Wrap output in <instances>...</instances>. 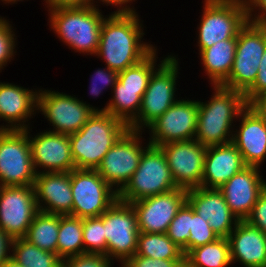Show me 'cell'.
<instances>
[{"label":"cell","instance_id":"obj_7","mask_svg":"<svg viewBox=\"0 0 266 267\" xmlns=\"http://www.w3.org/2000/svg\"><path fill=\"white\" fill-rule=\"evenodd\" d=\"M176 188L178 187L162 148L150 144L144 150L136 171L118 193V199L132 203L146 197L170 192Z\"/></svg>","mask_w":266,"mask_h":267},{"label":"cell","instance_id":"obj_39","mask_svg":"<svg viewBox=\"0 0 266 267\" xmlns=\"http://www.w3.org/2000/svg\"><path fill=\"white\" fill-rule=\"evenodd\" d=\"M114 263L104 254L84 253L63 259L62 267H114Z\"/></svg>","mask_w":266,"mask_h":267},{"label":"cell","instance_id":"obj_6","mask_svg":"<svg viewBox=\"0 0 266 267\" xmlns=\"http://www.w3.org/2000/svg\"><path fill=\"white\" fill-rule=\"evenodd\" d=\"M41 87L37 98V116L40 113L47 120L51 126L47 129L49 131L68 135L75 133L94 112H101L100 107L83 98L80 100L77 95Z\"/></svg>","mask_w":266,"mask_h":267},{"label":"cell","instance_id":"obj_13","mask_svg":"<svg viewBox=\"0 0 266 267\" xmlns=\"http://www.w3.org/2000/svg\"><path fill=\"white\" fill-rule=\"evenodd\" d=\"M71 191L72 216L79 218L101 216L118 199V193L96 170L73 169Z\"/></svg>","mask_w":266,"mask_h":267},{"label":"cell","instance_id":"obj_23","mask_svg":"<svg viewBox=\"0 0 266 267\" xmlns=\"http://www.w3.org/2000/svg\"><path fill=\"white\" fill-rule=\"evenodd\" d=\"M34 190L40 212L72 215L71 172L37 173Z\"/></svg>","mask_w":266,"mask_h":267},{"label":"cell","instance_id":"obj_29","mask_svg":"<svg viewBox=\"0 0 266 267\" xmlns=\"http://www.w3.org/2000/svg\"><path fill=\"white\" fill-rule=\"evenodd\" d=\"M84 254L83 218L59 215L57 255L63 260Z\"/></svg>","mask_w":266,"mask_h":267},{"label":"cell","instance_id":"obj_20","mask_svg":"<svg viewBox=\"0 0 266 267\" xmlns=\"http://www.w3.org/2000/svg\"><path fill=\"white\" fill-rule=\"evenodd\" d=\"M237 122L232 143L241 153L246 166L262 169L266 161V121L251 105H247L239 114Z\"/></svg>","mask_w":266,"mask_h":267},{"label":"cell","instance_id":"obj_12","mask_svg":"<svg viewBox=\"0 0 266 267\" xmlns=\"http://www.w3.org/2000/svg\"><path fill=\"white\" fill-rule=\"evenodd\" d=\"M104 232L107 257L121 267L137 250L139 229L130 203L117 199L104 212Z\"/></svg>","mask_w":266,"mask_h":267},{"label":"cell","instance_id":"obj_1","mask_svg":"<svg viewBox=\"0 0 266 267\" xmlns=\"http://www.w3.org/2000/svg\"><path fill=\"white\" fill-rule=\"evenodd\" d=\"M138 13L111 12L103 20L94 57L118 73L139 63L157 47L143 38L146 26Z\"/></svg>","mask_w":266,"mask_h":267},{"label":"cell","instance_id":"obj_15","mask_svg":"<svg viewBox=\"0 0 266 267\" xmlns=\"http://www.w3.org/2000/svg\"><path fill=\"white\" fill-rule=\"evenodd\" d=\"M38 212L34 185L0 186V229L12 240L25 238Z\"/></svg>","mask_w":266,"mask_h":267},{"label":"cell","instance_id":"obj_9","mask_svg":"<svg viewBox=\"0 0 266 267\" xmlns=\"http://www.w3.org/2000/svg\"><path fill=\"white\" fill-rule=\"evenodd\" d=\"M236 42L232 69L220 85L244 94L254 84L258 74L266 49V26L247 21L239 30Z\"/></svg>","mask_w":266,"mask_h":267},{"label":"cell","instance_id":"obj_44","mask_svg":"<svg viewBox=\"0 0 266 267\" xmlns=\"http://www.w3.org/2000/svg\"><path fill=\"white\" fill-rule=\"evenodd\" d=\"M44 8H72V7H91L96 5L92 0H44Z\"/></svg>","mask_w":266,"mask_h":267},{"label":"cell","instance_id":"obj_28","mask_svg":"<svg viewBox=\"0 0 266 267\" xmlns=\"http://www.w3.org/2000/svg\"><path fill=\"white\" fill-rule=\"evenodd\" d=\"M231 265L229 241L225 237L194 248L185 256V267H232Z\"/></svg>","mask_w":266,"mask_h":267},{"label":"cell","instance_id":"obj_38","mask_svg":"<svg viewBox=\"0 0 266 267\" xmlns=\"http://www.w3.org/2000/svg\"><path fill=\"white\" fill-rule=\"evenodd\" d=\"M104 67L96 68V70L93 71L94 73L90 75L89 93L90 97H93L95 100L107 90L111 89L110 92H112V89L118 80V72L111 70L107 66Z\"/></svg>","mask_w":266,"mask_h":267},{"label":"cell","instance_id":"obj_33","mask_svg":"<svg viewBox=\"0 0 266 267\" xmlns=\"http://www.w3.org/2000/svg\"><path fill=\"white\" fill-rule=\"evenodd\" d=\"M135 254L154 259H185L182 249L166 233L139 232Z\"/></svg>","mask_w":266,"mask_h":267},{"label":"cell","instance_id":"obj_27","mask_svg":"<svg viewBox=\"0 0 266 267\" xmlns=\"http://www.w3.org/2000/svg\"><path fill=\"white\" fill-rule=\"evenodd\" d=\"M145 91L121 88V83L117 80L112 89L111 97L105 106L101 107V112H107L129 126L138 116Z\"/></svg>","mask_w":266,"mask_h":267},{"label":"cell","instance_id":"obj_19","mask_svg":"<svg viewBox=\"0 0 266 267\" xmlns=\"http://www.w3.org/2000/svg\"><path fill=\"white\" fill-rule=\"evenodd\" d=\"M39 88L0 80V130H26L37 114Z\"/></svg>","mask_w":266,"mask_h":267},{"label":"cell","instance_id":"obj_10","mask_svg":"<svg viewBox=\"0 0 266 267\" xmlns=\"http://www.w3.org/2000/svg\"><path fill=\"white\" fill-rule=\"evenodd\" d=\"M144 131L128 129L109 149L96 171L119 193L139 166L144 150L150 145ZM146 141V142H144Z\"/></svg>","mask_w":266,"mask_h":267},{"label":"cell","instance_id":"obj_35","mask_svg":"<svg viewBox=\"0 0 266 267\" xmlns=\"http://www.w3.org/2000/svg\"><path fill=\"white\" fill-rule=\"evenodd\" d=\"M191 228V206L186 201L168 226L166 235L187 255V242Z\"/></svg>","mask_w":266,"mask_h":267},{"label":"cell","instance_id":"obj_51","mask_svg":"<svg viewBox=\"0 0 266 267\" xmlns=\"http://www.w3.org/2000/svg\"><path fill=\"white\" fill-rule=\"evenodd\" d=\"M224 1H238L246 4L249 0H224Z\"/></svg>","mask_w":266,"mask_h":267},{"label":"cell","instance_id":"obj_5","mask_svg":"<svg viewBox=\"0 0 266 267\" xmlns=\"http://www.w3.org/2000/svg\"><path fill=\"white\" fill-rule=\"evenodd\" d=\"M179 60L178 55L171 53L153 72L142 97L138 116L128 126L130 130L144 131L180 99L181 96L177 95L179 71H181Z\"/></svg>","mask_w":266,"mask_h":267},{"label":"cell","instance_id":"obj_32","mask_svg":"<svg viewBox=\"0 0 266 267\" xmlns=\"http://www.w3.org/2000/svg\"><path fill=\"white\" fill-rule=\"evenodd\" d=\"M11 257L23 267H62V259L53 252L43 251L25 238L11 243Z\"/></svg>","mask_w":266,"mask_h":267},{"label":"cell","instance_id":"obj_11","mask_svg":"<svg viewBox=\"0 0 266 267\" xmlns=\"http://www.w3.org/2000/svg\"><path fill=\"white\" fill-rule=\"evenodd\" d=\"M36 174L26 130H0V186L34 185Z\"/></svg>","mask_w":266,"mask_h":267},{"label":"cell","instance_id":"obj_30","mask_svg":"<svg viewBox=\"0 0 266 267\" xmlns=\"http://www.w3.org/2000/svg\"><path fill=\"white\" fill-rule=\"evenodd\" d=\"M59 215L38 212L28 228L25 239L43 251L57 254Z\"/></svg>","mask_w":266,"mask_h":267},{"label":"cell","instance_id":"obj_4","mask_svg":"<svg viewBox=\"0 0 266 267\" xmlns=\"http://www.w3.org/2000/svg\"><path fill=\"white\" fill-rule=\"evenodd\" d=\"M129 129L107 112H94L77 132L69 134L75 169L96 170L105 154Z\"/></svg>","mask_w":266,"mask_h":267},{"label":"cell","instance_id":"obj_26","mask_svg":"<svg viewBox=\"0 0 266 267\" xmlns=\"http://www.w3.org/2000/svg\"><path fill=\"white\" fill-rule=\"evenodd\" d=\"M236 38L218 41L204 50H199L202 71L208 80L209 85H220L232 69L236 52Z\"/></svg>","mask_w":266,"mask_h":267},{"label":"cell","instance_id":"obj_34","mask_svg":"<svg viewBox=\"0 0 266 267\" xmlns=\"http://www.w3.org/2000/svg\"><path fill=\"white\" fill-rule=\"evenodd\" d=\"M84 253L107 256V242L104 232V213L98 217L83 218Z\"/></svg>","mask_w":266,"mask_h":267},{"label":"cell","instance_id":"obj_43","mask_svg":"<svg viewBox=\"0 0 266 267\" xmlns=\"http://www.w3.org/2000/svg\"><path fill=\"white\" fill-rule=\"evenodd\" d=\"M246 6L248 21L266 26V0H249Z\"/></svg>","mask_w":266,"mask_h":267},{"label":"cell","instance_id":"obj_50","mask_svg":"<svg viewBox=\"0 0 266 267\" xmlns=\"http://www.w3.org/2000/svg\"><path fill=\"white\" fill-rule=\"evenodd\" d=\"M96 5L101 7V4L103 5V0H92Z\"/></svg>","mask_w":266,"mask_h":267},{"label":"cell","instance_id":"obj_24","mask_svg":"<svg viewBox=\"0 0 266 267\" xmlns=\"http://www.w3.org/2000/svg\"><path fill=\"white\" fill-rule=\"evenodd\" d=\"M227 239L232 266L266 267V234L260 229L239 221Z\"/></svg>","mask_w":266,"mask_h":267},{"label":"cell","instance_id":"obj_31","mask_svg":"<svg viewBox=\"0 0 266 267\" xmlns=\"http://www.w3.org/2000/svg\"><path fill=\"white\" fill-rule=\"evenodd\" d=\"M158 52L159 49L156 47L139 63L119 72L118 81L121 83V88L146 90L153 72L171 55L168 53L159 58Z\"/></svg>","mask_w":266,"mask_h":267},{"label":"cell","instance_id":"obj_16","mask_svg":"<svg viewBox=\"0 0 266 267\" xmlns=\"http://www.w3.org/2000/svg\"><path fill=\"white\" fill-rule=\"evenodd\" d=\"M160 147L178 188L189 190L201 186L207 147L195 139L170 142Z\"/></svg>","mask_w":266,"mask_h":267},{"label":"cell","instance_id":"obj_25","mask_svg":"<svg viewBox=\"0 0 266 267\" xmlns=\"http://www.w3.org/2000/svg\"><path fill=\"white\" fill-rule=\"evenodd\" d=\"M244 167H246V165L242 155L232 142L223 145L209 146L206 149L200 187L219 189Z\"/></svg>","mask_w":266,"mask_h":267},{"label":"cell","instance_id":"obj_3","mask_svg":"<svg viewBox=\"0 0 266 267\" xmlns=\"http://www.w3.org/2000/svg\"><path fill=\"white\" fill-rule=\"evenodd\" d=\"M48 25L59 41L73 53L95 56L100 41L103 10L91 7L47 9Z\"/></svg>","mask_w":266,"mask_h":267},{"label":"cell","instance_id":"obj_2","mask_svg":"<svg viewBox=\"0 0 266 267\" xmlns=\"http://www.w3.org/2000/svg\"><path fill=\"white\" fill-rule=\"evenodd\" d=\"M209 100L198 99V122L195 140L203 146H217L232 142L235 123L247 106L244 94L211 85Z\"/></svg>","mask_w":266,"mask_h":267},{"label":"cell","instance_id":"obj_47","mask_svg":"<svg viewBox=\"0 0 266 267\" xmlns=\"http://www.w3.org/2000/svg\"><path fill=\"white\" fill-rule=\"evenodd\" d=\"M251 106L263 117L266 121V94L256 99Z\"/></svg>","mask_w":266,"mask_h":267},{"label":"cell","instance_id":"obj_22","mask_svg":"<svg viewBox=\"0 0 266 267\" xmlns=\"http://www.w3.org/2000/svg\"><path fill=\"white\" fill-rule=\"evenodd\" d=\"M187 202L200 217L208 221L218 237L227 238L239 222L219 189L203 187L189 189Z\"/></svg>","mask_w":266,"mask_h":267},{"label":"cell","instance_id":"obj_45","mask_svg":"<svg viewBox=\"0 0 266 267\" xmlns=\"http://www.w3.org/2000/svg\"><path fill=\"white\" fill-rule=\"evenodd\" d=\"M137 0H103V6L114 7L115 11L112 13H137L136 7H134Z\"/></svg>","mask_w":266,"mask_h":267},{"label":"cell","instance_id":"obj_48","mask_svg":"<svg viewBox=\"0 0 266 267\" xmlns=\"http://www.w3.org/2000/svg\"><path fill=\"white\" fill-rule=\"evenodd\" d=\"M0 267H23V266L21 264H18L12 257H10Z\"/></svg>","mask_w":266,"mask_h":267},{"label":"cell","instance_id":"obj_14","mask_svg":"<svg viewBox=\"0 0 266 267\" xmlns=\"http://www.w3.org/2000/svg\"><path fill=\"white\" fill-rule=\"evenodd\" d=\"M198 100L190 97L180 98L162 116L157 118L145 130L151 145L194 139L197 132Z\"/></svg>","mask_w":266,"mask_h":267},{"label":"cell","instance_id":"obj_8","mask_svg":"<svg viewBox=\"0 0 266 267\" xmlns=\"http://www.w3.org/2000/svg\"><path fill=\"white\" fill-rule=\"evenodd\" d=\"M202 4L200 22L196 28L197 51L209 48L218 41L237 38L239 30L248 21L245 3L204 0Z\"/></svg>","mask_w":266,"mask_h":267},{"label":"cell","instance_id":"obj_41","mask_svg":"<svg viewBox=\"0 0 266 267\" xmlns=\"http://www.w3.org/2000/svg\"><path fill=\"white\" fill-rule=\"evenodd\" d=\"M260 62L254 84L244 93L247 105H251L260 96L266 94V49Z\"/></svg>","mask_w":266,"mask_h":267},{"label":"cell","instance_id":"obj_21","mask_svg":"<svg viewBox=\"0 0 266 267\" xmlns=\"http://www.w3.org/2000/svg\"><path fill=\"white\" fill-rule=\"evenodd\" d=\"M261 168L246 166L224 183L219 190L231 212L244 221L266 188V177ZM265 177V178H264Z\"/></svg>","mask_w":266,"mask_h":267},{"label":"cell","instance_id":"obj_17","mask_svg":"<svg viewBox=\"0 0 266 267\" xmlns=\"http://www.w3.org/2000/svg\"><path fill=\"white\" fill-rule=\"evenodd\" d=\"M32 127L26 129V133L36 173L71 172L75 169L68 134L52 132L47 127L46 130L31 133Z\"/></svg>","mask_w":266,"mask_h":267},{"label":"cell","instance_id":"obj_42","mask_svg":"<svg viewBox=\"0 0 266 267\" xmlns=\"http://www.w3.org/2000/svg\"><path fill=\"white\" fill-rule=\"evenodd\" d=\"M245 221L266 234V188L260 194L251 213Z\"/></svg>","mask_w":266,"mask_h":267},{"label":"cell","instance_id":"obj_49","mask_svg":"<svg viewBox=\"0 0 266 267\" xmlns=\"http://www.w3.org/2000/svg\"><path fill=\"white\" fill-rule=\"evenodd\" d=\"M1 2H2V4L4 5V4H7V6L10 4V5H14V4H17L18 2H23L24 0H0ZM26 1H28V0H26ZM42 1H44V0H42Z\"/></svg>","mask_w":266,"mask_h":267},{"label":"cell","instance_id":"obj_18","mask_svg":"<svg viewBox=\"0 0 266 267\" xmlns=\"http://www.w3.org/2000/svg\"><path fill=\"white\" fill-rule=\"evenodd\" d=\"M186 201L187 190L176 188L130 203L137 216L139 232L166 233L171 221Z\"/></svg>","mask_w":266,"mask_h":267},{"label":"cell","instance_id":"obj_37","mask_svg":"<svg viewBox=\"0 0 266 267\" xmlns=\"http://www.w3.org/2000/svg\"><path fill=\"white\" fill-rule=\"evenodd\" d=\"M218 235L212 230L208 221L200 217L191 207V228L187 242V254L194 248L215 241Z\"/></svg>","mask_w":266,"mask_h":267},{"label":"cell","instance_id":"obj_40","mask_svg":"<svg viewBox=\"0 0 266 267\" xmlns=\"http://www.w3.org/2000/svg\"><path fill=\"white\" fill-rule=\"evenodd\" d=\"M121 267H185V259H154L134 254Z\"/></svg>","mask_w":266,"mask_h":267},{"label":"cell","instance_id":"obj_46","mask_svg":"<svg viewBox=\"0 0 266 267\" xmlns=\"http://www.w3.org/2000/svg\"><path fill=\"white\" fill-rule=\"evenodd\" d=\"M12 239L0 229V266L11 257Z\"/></svg>","mask_w":266,"mask_h":267},{"label":"cell","instance_id":"obj_36","mask_svg":"<svg viewBox=\"0 0 266 267\" xmlns=\"http://www.w3.org/2000/svg\"><path fill=\"white\" fill-rule=\"evenodd\" d=\"M12 23L6 16L0 15V73L10 62L14 61L17 55L18 35Z\"/></svg>","mask_w":266,"mask_h":267}]
</instances>
